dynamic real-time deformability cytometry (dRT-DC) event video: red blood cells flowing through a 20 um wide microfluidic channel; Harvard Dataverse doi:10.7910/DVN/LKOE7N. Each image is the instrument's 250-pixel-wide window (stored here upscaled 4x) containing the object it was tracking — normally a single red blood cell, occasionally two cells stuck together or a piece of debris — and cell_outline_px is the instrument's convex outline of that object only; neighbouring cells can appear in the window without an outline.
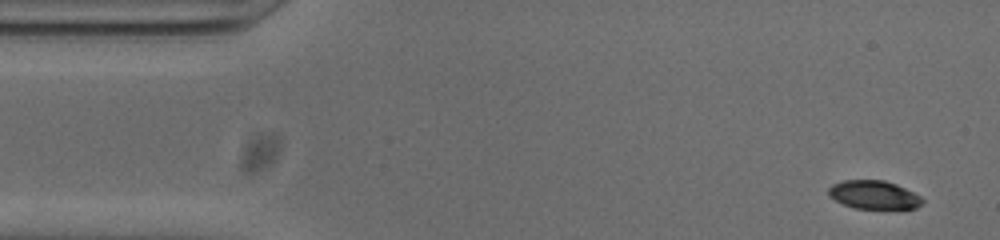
{"species": "common noctule bat (a hibernating species)", "species_latin": "Nyctalus noctula", "temperature_condition": "cold", "stored_images_in_passage": 53, "camera_frame_rate_fps": 3000, "um_per_image_px": 0.085, "animal": {"sex": "male", "body_mass_g": 20.0, "forearm_length_mm": 53.3}, "frame": {"image": 1, "passage_image": 3, "time_ms": 0.667, "image_size_px": [1000, 240], "cell_outline_px": [[924, 200], [916, 208], [856, 208], [844, 204], [828, 196], [828, 188], [832, 184], [844, 180], [884, 180], [896, 184], [920, 196]], "centroid_in_image_um": [74.24, 16.54], "position_along_channel_um": 10.8, "area_um2": 15.32}}
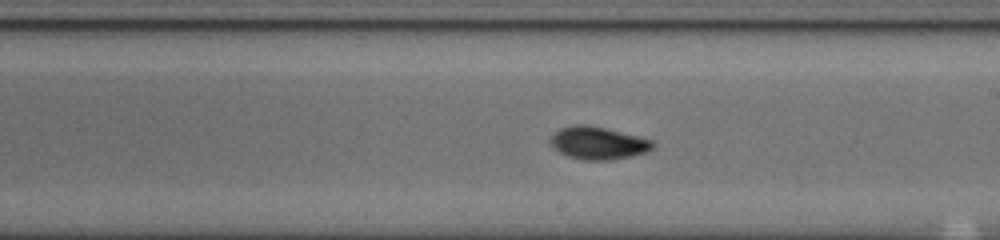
{"frame": {"image": 2, "passage_image": 29, "time_ms": 9.333, "image_size_px": [1000, 240], "cell_outline_px": [[656, 148], [632, 156], [608, 160], [580, 160], [568, 156], [560, 152], [548, 140], [552, 132], [560, 128], [576, 124], [584, 124], [604, 128], [652, 140], [656, 144]], "centroid_in_image_um": [50.82, 12.16], "position_along_channel_um": 238.2, "area_um2": 19.42}}
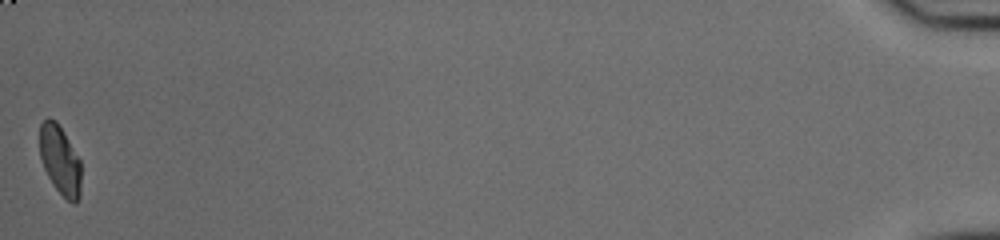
{"frame": {"image": 3, "passage_image": 53, "time_ms": 17.333, "image_size_px": [1000, 240], "cell_outline_px": [[80, 196], [76, 204], [72, 204], [52, 184], [44, 168], [40, 156], [40, 124], [48, 116], [56, 120], [64, 132], [80, 160]], "centroid_in_image_um": [5.1, 13.6], "position_along_channel_um": 430.1, "area_um2": 16.65}, "authors_computed_cell_mechanics": {"area_um2": 18.1492, "velocity_mm_per_s": 3.7886, "shape_relaxation_time_tau1_ms": 7.5393, "shape_relaxation_time_tau2_ms": 2.1299, "deformation_change_tau1": 0.1982, "deformation_change_tau2": 0.0546}}